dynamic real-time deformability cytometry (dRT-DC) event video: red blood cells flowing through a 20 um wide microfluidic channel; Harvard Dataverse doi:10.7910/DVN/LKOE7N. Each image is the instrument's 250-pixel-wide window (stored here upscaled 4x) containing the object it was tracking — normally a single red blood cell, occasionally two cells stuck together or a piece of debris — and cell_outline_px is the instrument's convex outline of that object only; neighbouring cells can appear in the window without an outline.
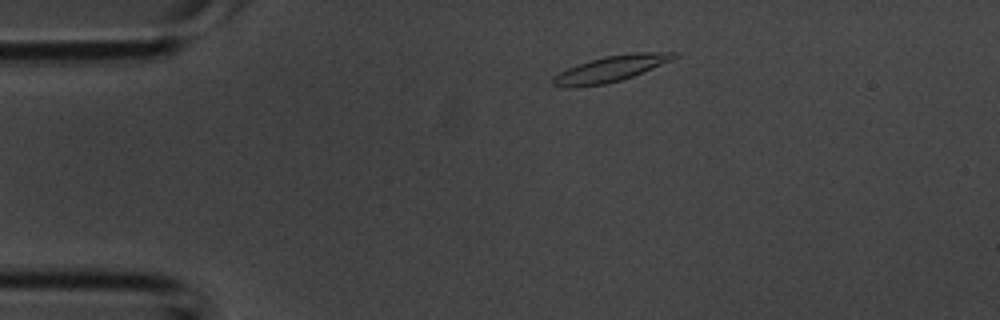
{"species": "common noctule bat (a hibernating species)", "species_latin": "Nyctalus noctula", "temperature_condition": "room temperature", "stored_images_in_passage": 1, "camera_frame_rate_fps": 3000, "um_per_image_px": 0.085, "animal": {"sex": "male", "body_mass_g": 20.1, "forearm_length_mm": 53.5}, "frame": {"image": 1, "passage_image": 1, "time_ms": 0.0, "image_size_px": [1000, 320], "cell_outline_px": [[680, 52], [672, 60], [632, 76], [620, 80], [604, 84], [576, 88], [564, 88], [552, 84], [552, 80], [560, 72], [568, 68], [588, 60], [604, 56], [632, 52]], "centroid_in_image_um": [51.89, 5.84], "position_along_channel_um": 33.1, "area_um2": 18.26}}